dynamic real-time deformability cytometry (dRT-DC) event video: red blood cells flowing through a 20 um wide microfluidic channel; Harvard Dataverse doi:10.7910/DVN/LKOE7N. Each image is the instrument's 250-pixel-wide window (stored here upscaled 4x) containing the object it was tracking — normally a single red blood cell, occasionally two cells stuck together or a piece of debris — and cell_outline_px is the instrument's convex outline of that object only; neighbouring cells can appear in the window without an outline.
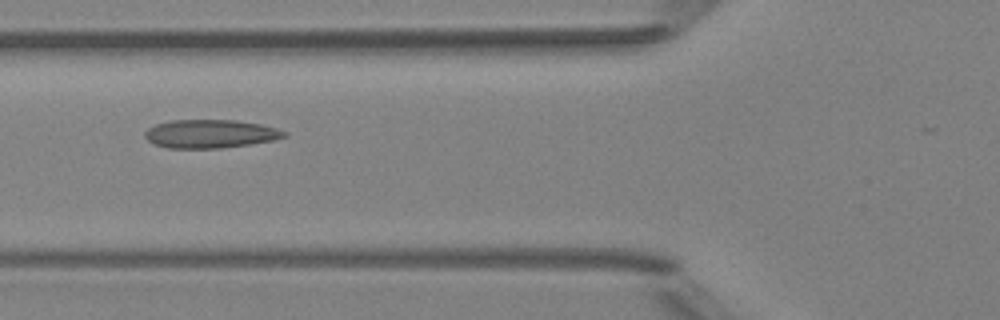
{"species": "Egyptian fruit bat (a non-hibernating species)", "species_latin": "Rousettus aegyptiacus", "temperature_condition": "room temperature", "stored_images_in_passage": 7, "camera_frame_rate_fps": 3000, "um_per_image_px": 0.085, "animal": {"sex": "female"}, "frame": {"image": 1, "passage_image": 6, "time_ms": 5.667, "image_size_px": [1000, 320], "cell_outline_px": [[288, 136], [272, 140], [248, 144], [220, 148], [168, 148], [156, 144], [148, 140], [144, 136], [144, 132], [148, 128], [156, 124], [172, 120], [236, 120], [260, 124], [276, 128], [288, 132]], "centroid_in_image_um": [17.88, 11.37], "position_along_channel_um": 107.9, "area_um2": 22.95}}
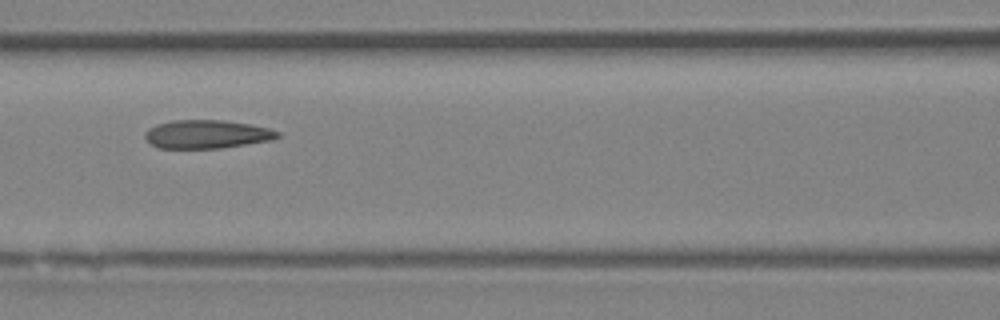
{"frame": {"image": 2, "passage_image": 7, "time_ms": 6.667, "image_size_px": [1000, 320], "cell_outline_px": [[280, 136], [272, 140], [220, 148], [160, 148], [152, 144], [144, 136], [144, 132], [148, 128], [156, 124], [172, 120], [224, 120], [252, 124], [268, 128], [280, 132]], "centroid_in_image_um": [17.58, 11.4], "position_along_channel_um": 149.0, "area_um2": 22.02}}